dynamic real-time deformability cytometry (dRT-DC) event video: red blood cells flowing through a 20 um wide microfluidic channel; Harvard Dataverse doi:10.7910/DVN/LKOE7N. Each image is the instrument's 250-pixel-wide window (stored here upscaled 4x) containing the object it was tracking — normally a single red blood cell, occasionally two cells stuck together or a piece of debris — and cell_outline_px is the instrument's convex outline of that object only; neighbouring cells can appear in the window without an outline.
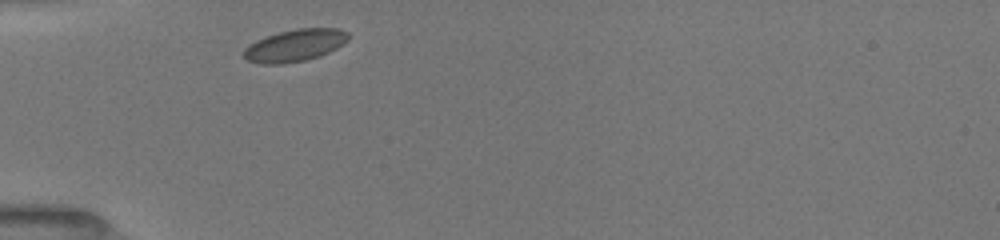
{"species": "common noctule bat (a hibernating species)", "species_latin": "Nyctalus noctula", "temperature_condition": "room temperature", "stored_images_in_passage": 8, "camera_frame_rate_fps": 3000, "um_per_image_px": 0.085, "animal": {"sex": "female", "body_mass_g": 19.5, "forearm_length_mm": 54.1}, "frame": {"image": 1, "passage_image": 1, "time_ms": 0.0, "image_size_px": [1000, 240], "cell_outline_px": [[348, 40], [344, 44], [320, 56], [304, 60], [284, 64], [260, 64], [248, 60], [240, 52], [248, 44], [256, 40], [280, 32], [296, 28], [336, 28], [348, 32]], "centroid_in_image_um": [25.04, 3.86], "position_along_channel_um": 60.0, "area_um2": 19.65}}
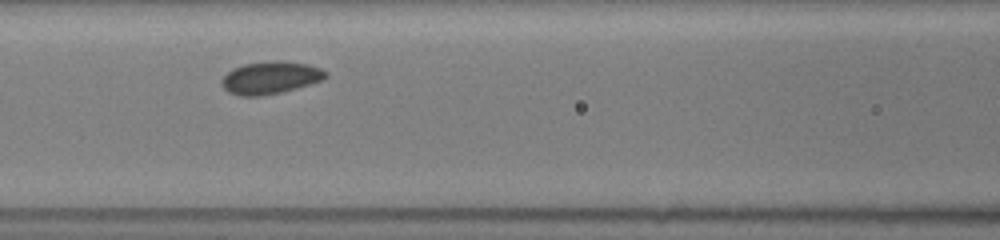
{"frame": {"image": 2, "passage_image": 5, "time_ms": 2.333, "image_size_px": [1000, 240], "cell_outline_px": [[328, 76], [320, 80], [296, 88], [264, 96], [240, 96], [228, 92], [220, 84], [220, 80], [232, 68], [244, 64], [272, 60], [284, 60], [308, 64], [320, 68], [328, 72]], "centroid_in_image_um": [22.96, 6.59], "position_along_channel_um": 143.6, "area_um2": 19.83}}
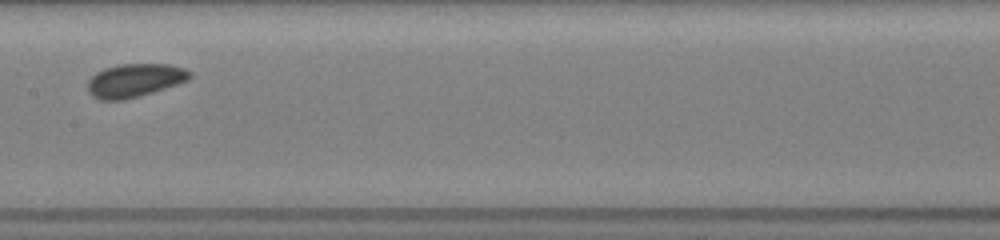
{"frame": {"image": 3, "passage_image": 7, "time_ms": 3.667, "image_size_px": [1000, 240], "cell_outline_px": [[192, 76], [188, 80], [152, 92], [124, 100], [100, 100], [92, 96], [88, 92], [88, 80], [96, 72], [104, 68], [120, 64], [168, 64], [184, 68], [192, 72]], "centroid_in_image_um": [11.43, 6.83], "position_along_channel_um": 196.0, "area_um2": 19.83}}